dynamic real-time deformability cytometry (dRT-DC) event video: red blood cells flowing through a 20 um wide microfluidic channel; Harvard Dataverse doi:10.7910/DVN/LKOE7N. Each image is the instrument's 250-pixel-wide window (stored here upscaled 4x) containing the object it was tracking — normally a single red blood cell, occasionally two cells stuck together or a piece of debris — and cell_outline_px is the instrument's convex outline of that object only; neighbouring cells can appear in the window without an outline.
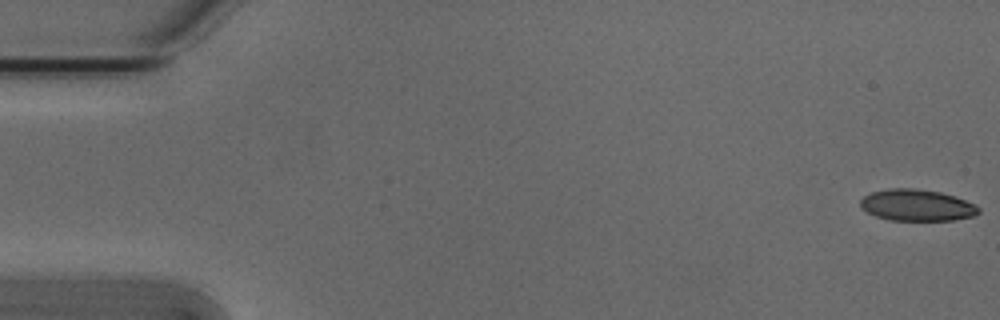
{"species": "Egyptian fruit bat (a non-hibernating species)", "species_latin": "Rousettus aegyptiacus", "temperature_condition": "cold", "stored_images_in_passage": 14, "camera_frame_rate_fps": 3000, "um_per_image_px": 0.085, "animal": {"sex": "male"}, "frame": {"image": 1, "passage_image": 1, "time_ms": 0.0, "image_size_px": [1000, 320], "cell_outline_px": [[980, 212], [976, 216], [952, 220], [888, 220], [876, 216], [868, 212], [860, 204], [860, 200], [864, 196], [872, 192], [892, 188], [912, 188], [940, 192], [976, 204], [980, 208]], "centroid_in_image_um": [77.96, 17.45], "position_along_channel_um": 7.0, "area_um2": 21.56}}